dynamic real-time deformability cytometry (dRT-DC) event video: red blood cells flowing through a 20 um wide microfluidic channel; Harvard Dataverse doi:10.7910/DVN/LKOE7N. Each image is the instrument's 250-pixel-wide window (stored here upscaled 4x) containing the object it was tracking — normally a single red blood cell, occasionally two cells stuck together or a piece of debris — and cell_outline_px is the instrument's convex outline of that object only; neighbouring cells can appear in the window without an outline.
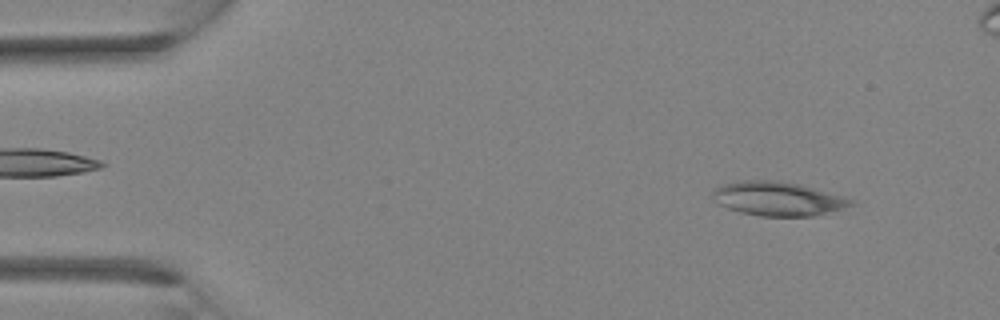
{"species": "Egyptian fruit bat (a non-hibernating species)", "species_latin": "Rousettus aegyptiacus", "temperature_condition": "room temperature", "stored_images_in_passage": 32, "camera_frame_rate_fps": 3000, "um_per_image_px": 0.085, "animal": {"sex": "female"}, "frame": {"image": 1, "passage_image": 1, "time_ms": 0.0, "image_size_px": [1000, 320], "cell_outline_px": [[856, 204], [816, 216], [760, 216], [740, 212], [728, 208], [720, 204], [712, 196], [712, 188], [720, 184], [740, 180], [780, 180], [800, 184], [844, 196], [852, 200]], "centroid_in_image_um": [66.1, 16.87], "position_along_channel_um": 18.9, "area_um2": 27.63}}
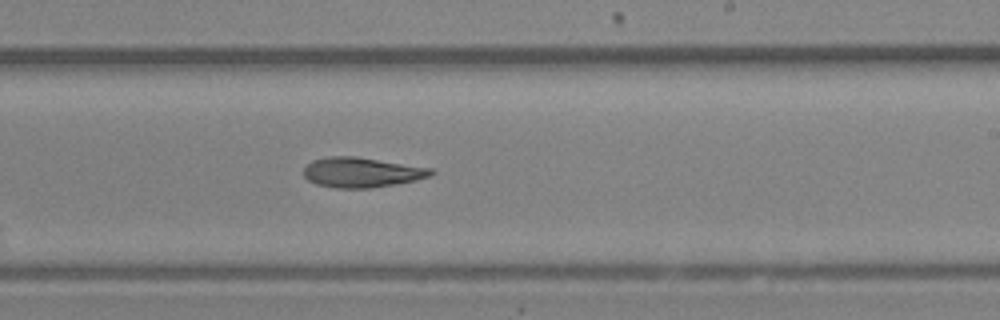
{"frame": {"image": 2, "passage_image": 18, "time_ms": 5.667, "image_size_px": [1000, 320], "cell_outline_px": [[436, 172], [432, 176], [416, 180], [396, 184], [372, 188], [332, 188], [316, 184], [308, 180], [304, 176], [304, 168], [312, 160], [328, 156], [356, 156], [432, 168]], "centroid_in_image_um": [30.76, 14.65], "position_along_channel_um": 258.2, "area_um2": 22.48}}
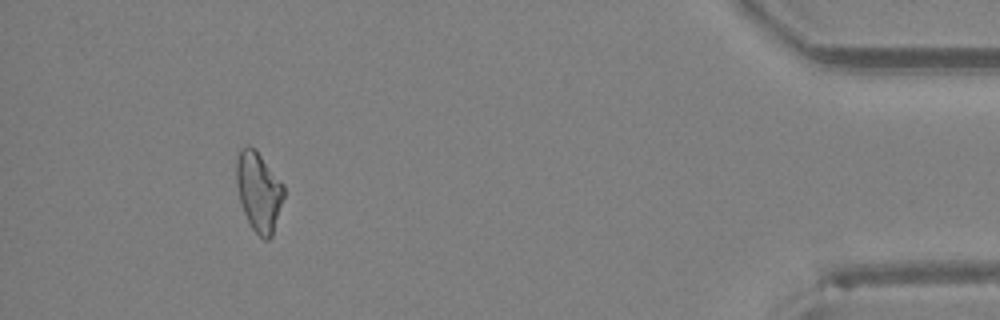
{"frame": {"image": 3, "passage_image": 29, "time_ms": 9.333, "image_size_px": [1000, 320], "cell_outline_px": [[284, 196], [272, 236], [268, 240], [264, 240], [252, 228], [244, 212], [240, 200], [236, 184], [236, 160], [240, 148], [248, 144], [256, 148], [284, 184]], "centroid_in_image_um": [21.99, 16.23], "position_along_channel_um": 413.2, "area_um2": 22.14}}